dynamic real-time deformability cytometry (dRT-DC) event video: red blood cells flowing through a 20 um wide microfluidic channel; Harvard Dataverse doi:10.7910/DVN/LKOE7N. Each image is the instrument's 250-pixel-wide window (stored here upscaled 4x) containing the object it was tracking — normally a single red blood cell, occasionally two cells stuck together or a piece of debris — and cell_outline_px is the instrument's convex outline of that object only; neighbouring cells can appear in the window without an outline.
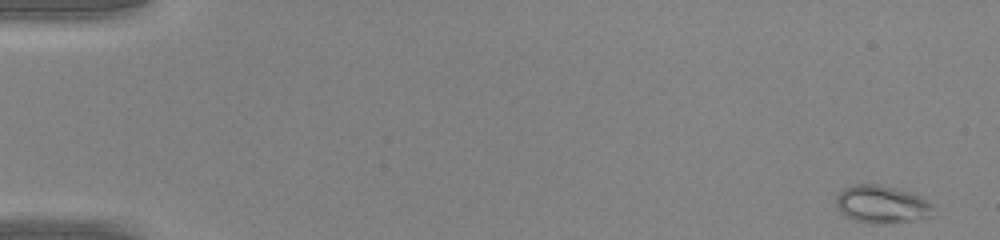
{"species": "common noctule bat (a hibernating species)", "species_latin": "Nyctalus noctula", "temperature_condition": "warm", "stored_images_in_passage": 46, "camera_frame_rate_fps": 3000, "um_per_image_px": 0.085, "animal": {"sex": "male", "body_mass_g": 20.0, "forearm_length_mm": 53.3}, "frame": {"image": 1, "passage_image": 1, "time_ms": 0.0, "image_size_px": [1000, 240], "cell_outline_px": [[932, 216], [912, 220], [876, 224], [872, 224], [856, 220], [844, 216], [836, 204], [836, 196], [844, 188], [856, 184], [876, 184], [896, 188], [912, 192], [920, 196], [932, 204]], "centroid_in_image_um": [74.94, 17.36], "position_along_channel_um": 10.1, "area_um2": 21.21}}
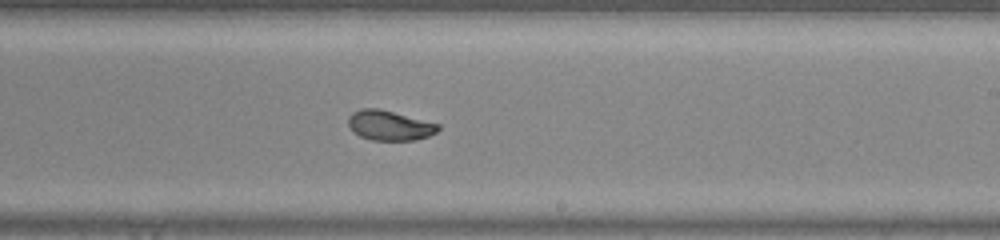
{"frame": {"image": 2, "passage_image": 28, "time_ms": 9.0, "image_size_px": [1000, 240], "cell_outline_px": [[440, 128], [436, 132], [428, 136], [416, 140], [372, 140], [360, 136], [352, 132], [348, 124], [348, 116], [352, 112], [360, 108], [376, 108], [440, 124]], "centroid_in_image_um": [33.07, 10.66], "position_along_channel_um": 255.9, "area_um2": 15.61}}
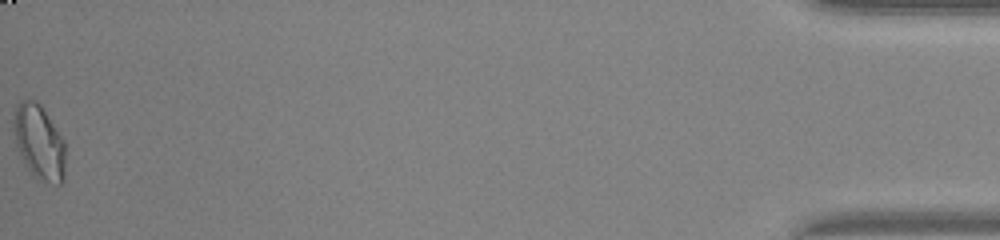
{"frame": {"image": 3, "passage_image": 46, "time_ms": 15.0, "image_size_px": [1000, 240], "cell_outline_px": [[64, 180], [60, 184], [56, 184], [40, 180], [32, 176], [16, 144], [12, 128], [16, 104], [20, 100], [36, 100], [40, 104], [64, 140]], "centroid_in_image_um": [3.31, 12.07], "position_along_channel_um": 431.9, "area_um2": 22.37}}